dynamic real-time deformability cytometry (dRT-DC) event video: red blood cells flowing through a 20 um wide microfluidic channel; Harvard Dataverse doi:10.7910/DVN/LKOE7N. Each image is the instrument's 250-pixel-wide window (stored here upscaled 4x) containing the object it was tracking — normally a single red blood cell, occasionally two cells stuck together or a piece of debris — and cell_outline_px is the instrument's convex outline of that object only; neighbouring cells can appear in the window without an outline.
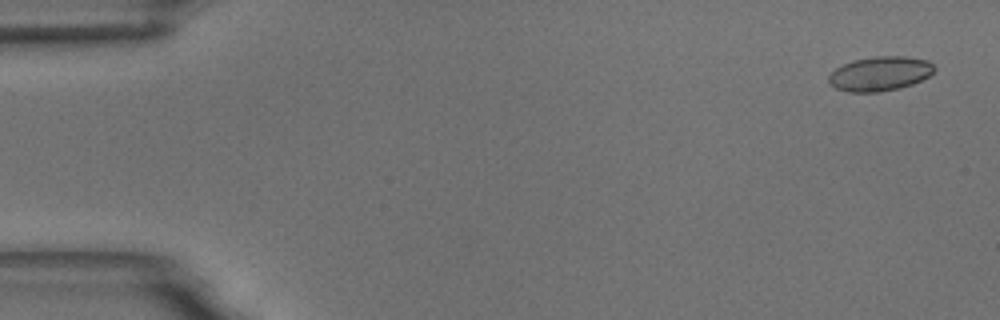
{"species": "common noctule bat (a hibernating species)", "species_latin": "Nyctalus noctula", "temperature_condition": "room temperature", "stored_images_in_passage": 56, "camera_frame_rate_fps": 3000, "um_per_image_px": 0.085, "animal": {"sex": "male", "body_mass_g": 18.8}, "frame": {"image": 1, "passage_image": 3, "time_ms": 0.667, "image_size_px": [1000, 320], "cell_outline_px": [[936, 68], [928, 76], [912, 84], [900, 88], [876, 92], [848, 92], [836, 88], [828, 80], [828, 76], [836, 68], [852, 60], [876, 56], [904, 56], [928, 60]], "centroid_in_image_um": [74.79, 6.26], "position_along_channel_um": 10.2, "area_um2": 21.04}}
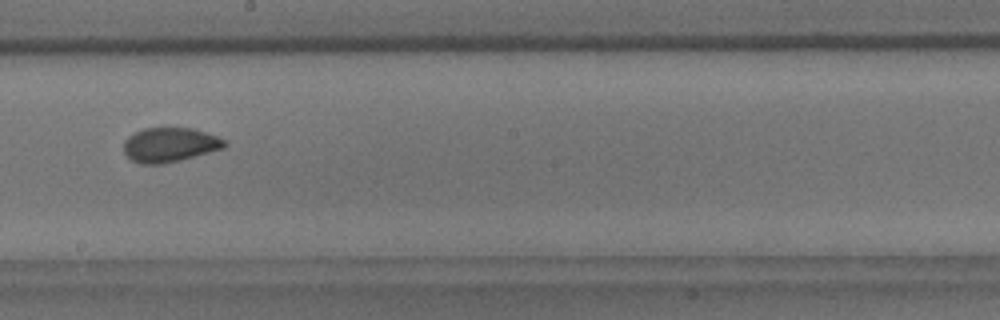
{"frame": {"image": 2, "passage_image": 32, "time_ms": 10.333, "image_size_px": [1000, 320], "cell_outline_px": [[228, 144], [224, 148], [180, 160], [160, 164], [140, 164], [132, 160], [124, 152], [124, 140], [128, 136], [144, 128], [192, 128], [228, 140]], "centroid_in_image_um": [14.44, 12.31], "position_along_channel_um": 233.8, "area_um2": 20.17}}
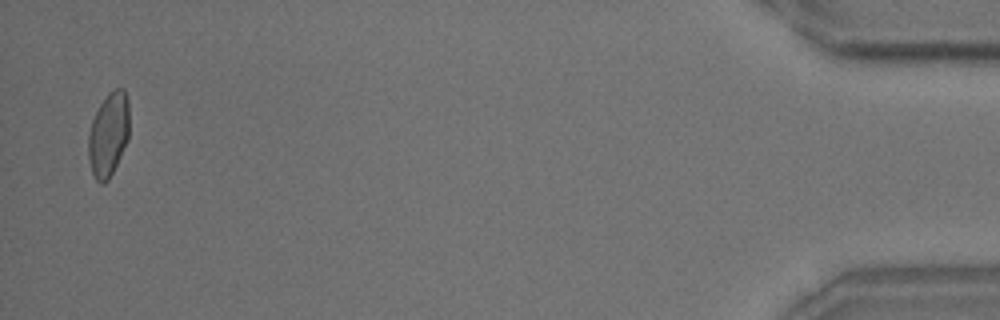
{"frame": {"image": 3, "passage_image": 55, "time_ms": 18.0, "image_size_px": [1000, 320], "cell_outline_px": [[128, 140], [108, 180], [104, 184], [100, 184], [96, 180], [92, 172], [88, 160], [88, 136], [92, 120], [100, 104], [108, 92], [116, 88], [124, 88], [128, 100]], "centroid_in_image_um": [9.21, 11.42], "position_along_channel_um": 426.0, "area_um2": 20.0}, "authors_computed_cell_mechanics": {"area_um2": 20.4612, "velocity_mm_per_s": 3.6392, "shape_relaxation_time_tau1_ms": 4.719, "shape_relaxation_time_tau2_ms": 1.1942, "deformation_change_tau1": 0.1213, "deformation_change_tau2": 0.0593}}